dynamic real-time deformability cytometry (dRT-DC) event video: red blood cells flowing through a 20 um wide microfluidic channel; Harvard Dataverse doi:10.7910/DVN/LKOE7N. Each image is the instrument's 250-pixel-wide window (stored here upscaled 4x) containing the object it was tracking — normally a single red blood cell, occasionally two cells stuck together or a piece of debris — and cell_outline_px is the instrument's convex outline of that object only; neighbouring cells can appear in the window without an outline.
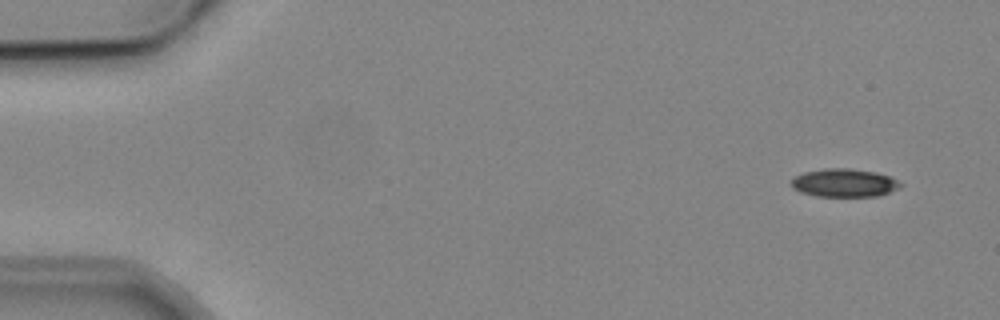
{"species": "common noctule bat (a hibernating species)", "species_latin": "Nyctalus noctula", "temperature_condition": "cold", "stored_images_in_passage": 5, "camera_frame_rate_fps": 3000, "um_per_image_px": 0.085, "animal": {"sex": "male", "body_mass_g": 19.2, "forearm_length_mm": 51.8}, "frame": {"image": 1, "passage_image": 1, "time_ms": 0.0, "image_size_px": [1000, 320], "cell_outline_px": [[904, 184], [900, 188], [880, 196], [816, 196], [800, 192], [792, 188], [788, 184], [796, 176], [804, 172], [824, 168], [848, 168], [876, 172], [888, 176]], "centroid_in_image_um": [71.75, 15.55], "position_along_channel_um": 13.3, "area_um2": 18.09}}